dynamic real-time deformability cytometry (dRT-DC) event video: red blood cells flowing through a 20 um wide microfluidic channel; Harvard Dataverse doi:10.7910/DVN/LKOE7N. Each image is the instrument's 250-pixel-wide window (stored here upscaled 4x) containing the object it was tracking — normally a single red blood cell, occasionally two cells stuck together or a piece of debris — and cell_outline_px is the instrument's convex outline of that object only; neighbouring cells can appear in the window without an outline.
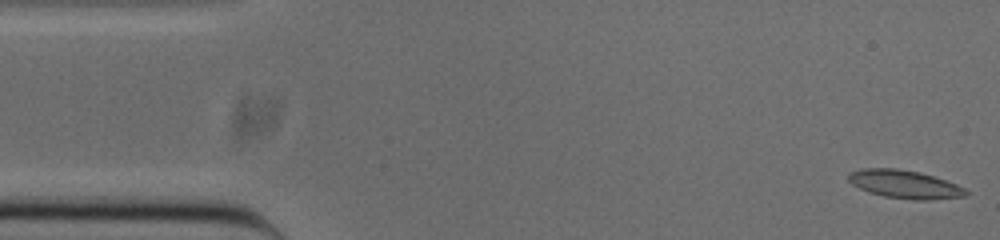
{"species": "common noctule bat (a hibernating species)", "species_latin": "Nyctalus noctula", "temperature_condition": "cold", "stored_images_in_passage": 47, "camera_frame_rate_fps": 3000, "um_per_image_px": 0.085, "animal": {"sex": "male", "body_mass_g": 20.0, "forearm_length_mm": 53.3}, "frame": {"image": 1, "passage_image": 1, "time_ms": 0.0, "image_size_px": [1000, 240], "cell_outline_px": [[968, 196], [928, 200], [916, 200], [884, 196], [868, 192], [852, 184], [848, 180], [848, 172], [860, 168], [896, 168], [920, 172], [956, 184], [964, 188], [968, 192]], "centroid_in_image_um": [76.87, 15.66], "position_along_channel_um": 8.1, "area_um2": 19.31}}
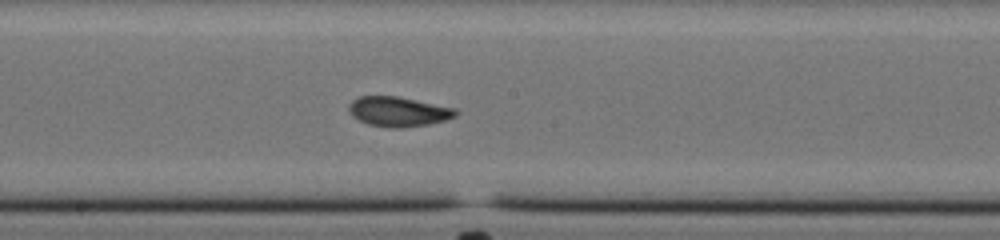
{"frame": {"image": 2, "passage_image": 26, "time_ms": 8.333, "image_size_px": [1000, 240], "cell_outline_px": [[456, 116], [444, 120], [428, 124], [400, 128], [388, 128], [368, 124], [352, 116], [348, 108], [348, 104], [352, 100], [360, 96], [396, 96], [456, 108]], "centroid_in_image_um": [33.83, 9.48], "position_along_channel_um": 214.4, "area_um2": 18.44}}
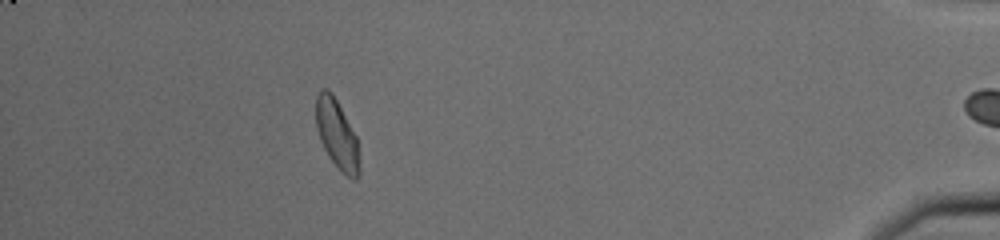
{"frame": {"image": 3, "passage_image": 46, "time_ms": 15.0, "image_size_px": [1000, 240], "cell_outline_px": [[360, 172], [356, 180], [352, 180], [328, 156], [320, 140], [316, 128], [316, 96], [320, 88], [328, 88], [332, 92], [356, 136], [360, 164]], "centroid_in_image_um": [28.63, 11.38], "position_along_channel_um": 406.6, "area_um2": 17.4}, "authors_computed_cell_mechanics": {"area_um2": 18.496, "velocity_mm_per_s": 3.8442, "shape_relaxation_time_tau1_ms": 2.4833, "shape_relaxation_time_tau2_ms": 1.7593, "deformation_change_tau1": 0.1098, "deformation_change_tau2": 0.0583}}